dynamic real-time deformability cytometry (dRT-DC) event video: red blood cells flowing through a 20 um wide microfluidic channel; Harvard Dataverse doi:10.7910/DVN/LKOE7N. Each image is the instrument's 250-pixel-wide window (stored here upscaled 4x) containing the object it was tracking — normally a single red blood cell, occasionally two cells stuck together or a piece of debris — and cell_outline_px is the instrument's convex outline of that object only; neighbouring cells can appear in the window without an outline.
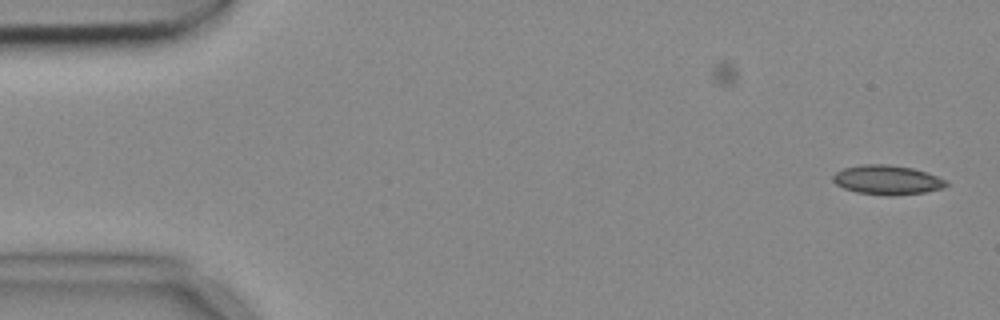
{"species": "common noctule bat (a hibernating species)", "species_latin": "Nyctalus noctula", "temperature_condition": "cold", "stored_images_in_passage": 2, "camera_frame_rate_fps": 3000, "um_per_image_px": 0.085, "animal": {"sex": "female", "body_mass_g": 18.4}, "frame": {"image": 1, "passage_image": 2, "time_ms": 0.333, "image_size_px": [1000, 320], "cell_outline_px": [[948, 184], [944, 188], [924, 192], [892, 196], [888, 196], [856, 192], [844, 188], [836, 184], [832, 180], [832, 176], [836, 172], [844, 168], [860, 164], [888, 164], [912, 168], [948, 180]], "centroid_in_image_um": [75.4, 15.29], "position_along_channel_um": 9.6, "area_um2": 19.42}}